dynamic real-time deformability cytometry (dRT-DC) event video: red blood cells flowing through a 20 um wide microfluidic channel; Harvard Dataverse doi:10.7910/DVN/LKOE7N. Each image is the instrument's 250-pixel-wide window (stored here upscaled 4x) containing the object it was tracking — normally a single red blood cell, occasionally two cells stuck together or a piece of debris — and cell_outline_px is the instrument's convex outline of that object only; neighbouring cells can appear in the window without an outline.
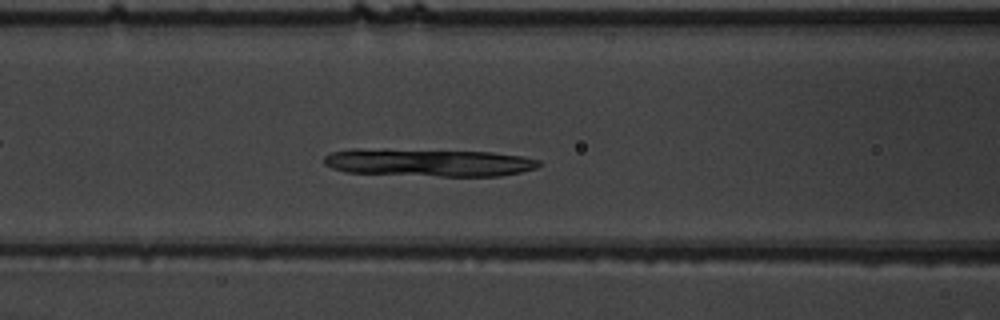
{"species": "common noctule bat (a hibernating species)", "species_latin": "Nyctalus noctula", "temperature_condition": "warm", "stored_images_in_passage": 49, "segment_of_instrument_passage": [1, 2], "camera_frame_rate_fps": 3000, "um_per_image_px": 0.085, "animal": {"sex": "male", "body_mass_g": 19.5, "forearm_length_mm": 54.6}, "frame": {"image": 1, "passage_image": 17, "time_ms": 5.333, "image_size_px": [1000, 320], "cell_outline_px": [[544, 164], [536, 168], [520, 172], [500, 176], [440, 176], [344, 172], [332, 168], [324, 164], [324, 156], [332, 152], [352, 148], [384, 148], [492, 152], [524, 156], [540, 160]], "centroid_in_image_um": [36.43, 13.8], "position_along_channel_um": 130.2, "area_um2": 35.32}}
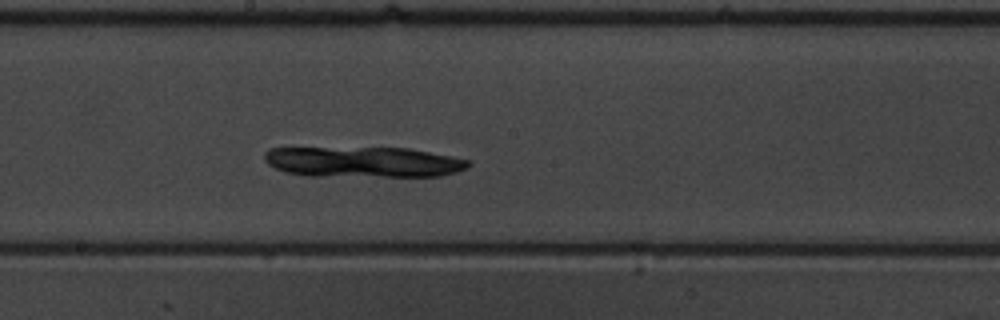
{"frame": {"image": 2, "passage_image": 24, "time_ms": 7.667, "image_size_px": [1000, 320], "cell_outline_px": [[472, 164], [456, 172], [440, 176], [308, 176], [284, 172], [268, 164], [264, 160], [264, 152], [268, 148], [408, 148], [452, 156], [468, 160]], "centroid_in_image_um": [30.85, 13.77], "position_along_channel_um": 217.4, "area_um2": 36.36}}
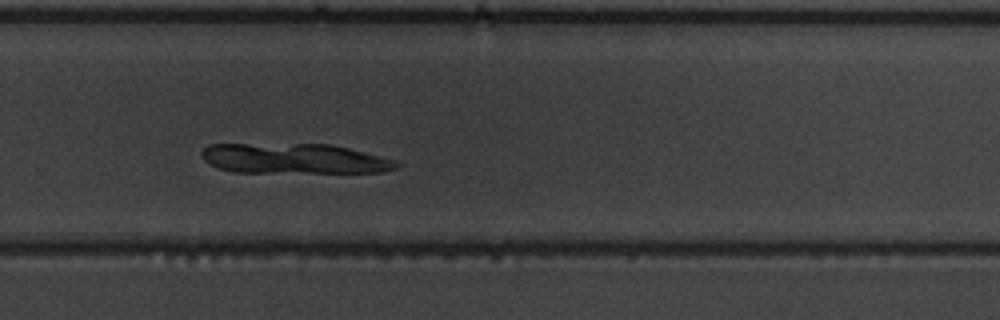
{"frame": {"image": 3, "passage_image": 31, "time_ms": 10.0, "image_size_px": [1000, 320], "cell_outline_px": [[404, 164], [400, 168], [384, 172], [232, 172], [208, 164], [200, 156], [200, 152], [208, 144], [328, 144], [348, 148], [400, 160]], "centroid_in_image_um": [25.08, 13.48], "position_along_channel_um": 304.7, "area_um2": 34.68}}